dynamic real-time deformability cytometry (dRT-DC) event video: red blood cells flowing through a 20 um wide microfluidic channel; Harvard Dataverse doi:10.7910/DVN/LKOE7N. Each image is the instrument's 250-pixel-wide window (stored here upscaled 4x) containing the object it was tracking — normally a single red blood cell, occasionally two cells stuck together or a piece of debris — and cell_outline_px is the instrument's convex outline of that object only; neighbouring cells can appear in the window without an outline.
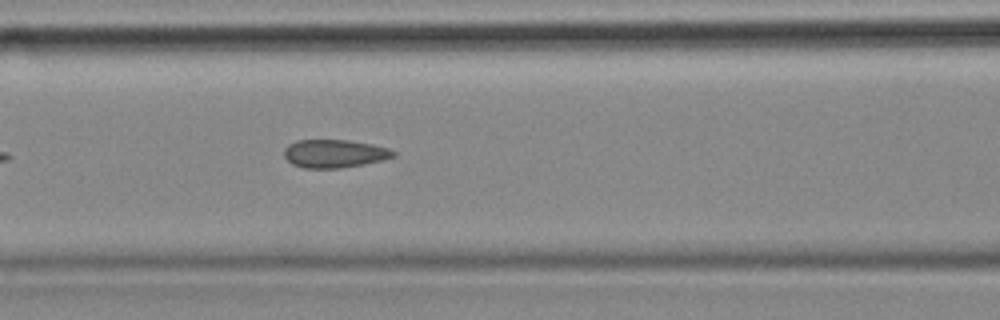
{"species": "common noctule bat (a hibernating species)", "species_latin": "Nyctalus noctula", "temperature_condition": "cold", "stored_images_in_passage": 6, "camera_frame_rate_fps": 3000, "um_per_image_px": 0.085, "animal": {"sex": "female", "body_mass_g": 18.4}, "frame": {"image": 1, "passage_image": 6, "time_ms": 1.667, "image_size_px": [1000, 320], "cell_outline_px": [[396, 156], [384, 160], [364, 164], [340, 168], [304, 168], [292, 164], [284, 156], [284, 148], [288, 144], [296, 140], [348, 140], [372, 144], [388, 148], [396, 152]], "centroid_in_image_um": [28.43, 13.05], "position_along_channel_um": 138.2, "area_um2": 18.03}}